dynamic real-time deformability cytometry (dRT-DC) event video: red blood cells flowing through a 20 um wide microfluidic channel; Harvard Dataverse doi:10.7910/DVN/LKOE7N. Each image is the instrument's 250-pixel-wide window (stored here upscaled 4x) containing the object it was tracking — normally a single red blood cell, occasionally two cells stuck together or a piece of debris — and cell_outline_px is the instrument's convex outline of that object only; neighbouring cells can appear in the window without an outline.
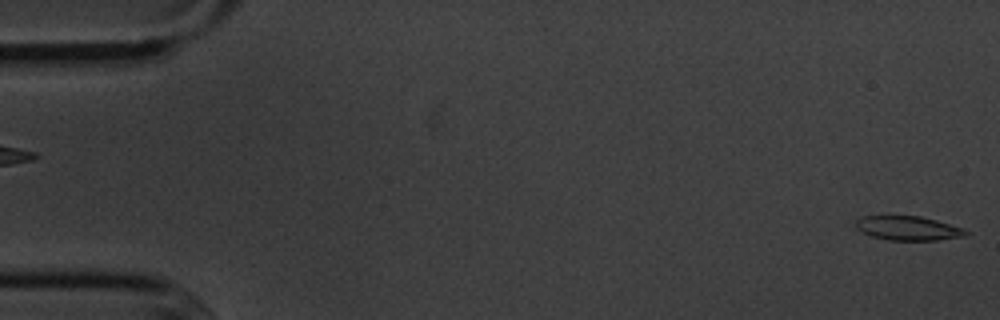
{"species": "common noctule bat (a hibernating species)", "species_latin": "Nyctalus noctula", "temperature_condition": "cold", "stored_images_in_passage": 4, "segment_of_instrument_passage": [2, 2], "camera_frame_rate_fps": 3000, "um_per_image_px": 0.085, "animal": {"sex": "male", "body_mass_g": 20.1, "forearm_length_mm": 53.5}, "frame": {"image": 1, "passage_image": 4, "time_ms": 4.333, "image_size_px": [1000, 320], "cell_outline_px": [[968, 232], [964, 236], [936, 240], [888, 240], [872, 236], [856, 228], [856, 220], [860, 216], [920, 216], [936, 220], [964, 228]], "centroid_in_image_um": [77.18, 19.39], "position_along_channel_um": 7.8, "area_um2": 15.37}}